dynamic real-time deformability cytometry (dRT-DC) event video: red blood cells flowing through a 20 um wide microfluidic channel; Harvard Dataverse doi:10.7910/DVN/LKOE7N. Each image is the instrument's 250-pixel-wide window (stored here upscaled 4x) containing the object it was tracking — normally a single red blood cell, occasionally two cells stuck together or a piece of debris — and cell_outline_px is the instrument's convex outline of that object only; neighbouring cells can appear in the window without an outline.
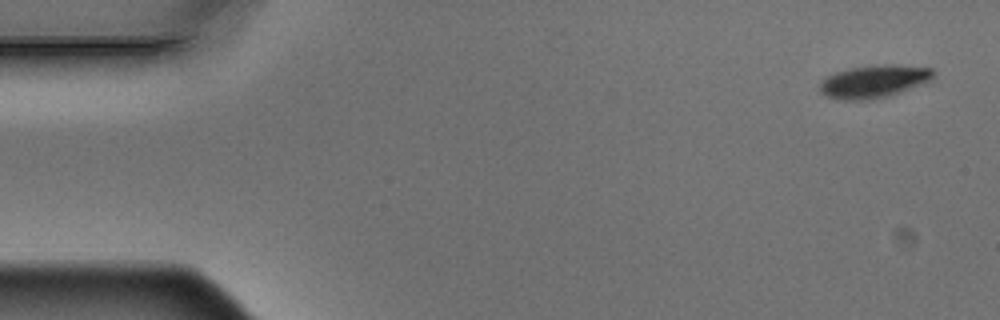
{"species": "Egyptian fruit bat (a non-hibernating species)", "species_latin": "Rousettus aegyptiacus", "temperature_condition": "warm", "stored_images_in_passage": 5, "camera_frame_rate_fps": 3000, "um_per_image_px": 0.085, "animal": {"sex": "male"}, "frame": {"image": 1, "passage_image": 1, "time_ms": 0.0, "image_size_px": [1000, 320], "cell_outline_px": [[932, 80], [892, 96], [868, 100], [836, 100], [820, 92], [820, 84], [828, 76], [836, 72], [852, 68], [932, 68]], "centroid_in_image_um": [74.21, 7.02], "position_along_channel_um": 10.8, "area_um2": 20.35}}
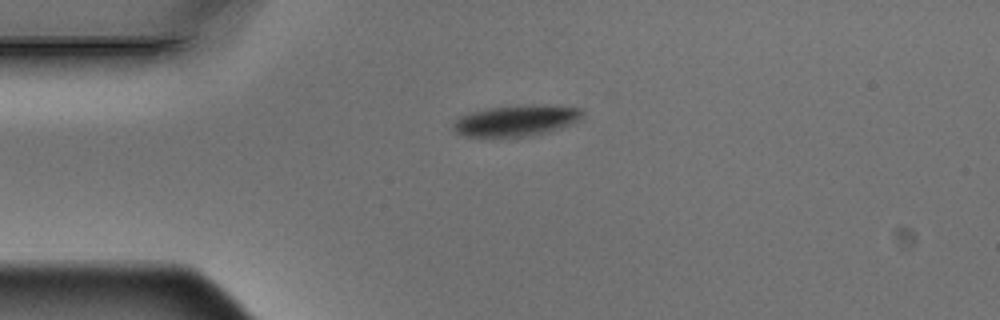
{"frame": {"image": 2, "passage_image": 4, "time_ms": 1.0, "image_size_px": [1000, 320], "cell_outline_px": [[584, 112], [580, 120], [572, 124], [548, 132], [524, 136], [464, 136], [456, 132], [452, 128], [452, 124], [460, 116], [472, 112], [488, 108], [580, 108]], "centroid_in_image_um": [43.8, 10.31], "position_along_channel_um": 41.2, "area_um2": 21.79}}